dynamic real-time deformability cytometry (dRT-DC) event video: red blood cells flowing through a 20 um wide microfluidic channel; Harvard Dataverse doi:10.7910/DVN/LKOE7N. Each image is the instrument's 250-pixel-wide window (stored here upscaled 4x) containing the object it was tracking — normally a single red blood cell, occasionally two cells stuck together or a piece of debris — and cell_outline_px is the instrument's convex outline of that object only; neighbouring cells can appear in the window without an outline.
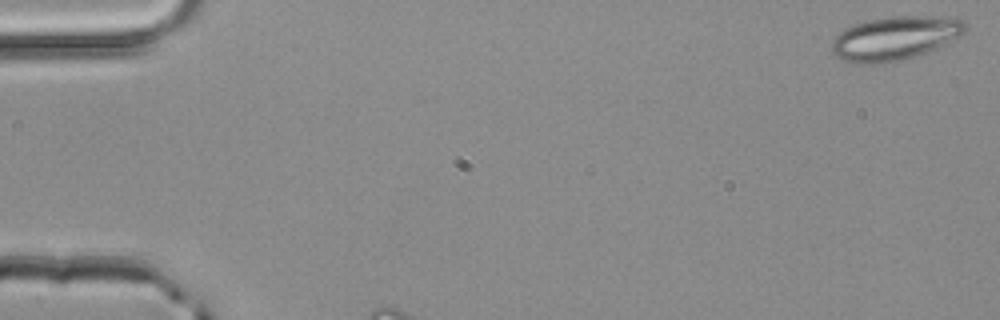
{"species": "common noctule bat (a hibernating species)", "species_latin": "Nyctalus noctula", "temperature_condition": "room temperature", "stored_images_in_passage": 6, "camera_frame_rate_fps": 3000, "um_per_image_px": 0.085, "animal": {"sex": "male", "body_mass_g": 20.4}, "frame": {"image": 1, "passage_image": 1, "time_ms": 0.0, "image_size_px": [1000, 320], "cell_outline_px": [[968, 28], [964, 32], [936, 48], [916, 56], [900, 60], [856, 64], [844, 60], [836, 56], [832, 52], [832, 40], [840, 32], [852, 24], [868, 20], [892, 16], [920, 16], [964, 20]], "centroid_in_image_um": [76.02, 3.24], "position_along_channel_um": 9.0, "area_um2": 33.35}}